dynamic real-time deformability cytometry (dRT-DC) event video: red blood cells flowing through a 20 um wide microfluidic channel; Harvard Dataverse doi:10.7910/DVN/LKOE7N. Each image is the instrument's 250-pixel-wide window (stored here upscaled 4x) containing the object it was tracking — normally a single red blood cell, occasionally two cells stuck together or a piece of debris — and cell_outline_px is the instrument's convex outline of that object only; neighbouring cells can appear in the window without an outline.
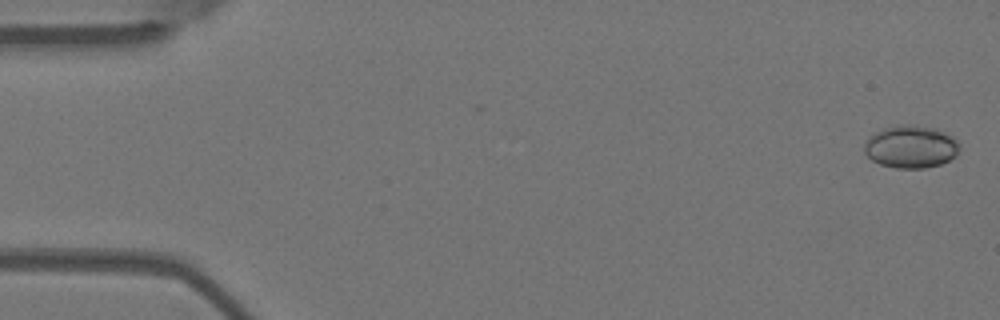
{"species": "Egyptian fruit bat (a non-hibernating species)", "species_latin": "Rousettus aegyptiacus", "temperature_condition": "warm", "stored_images_in_passage": 5, "camera_frame_rate_fps": 3000, "um_per_image_px": 0.085, "animal": {"sex": "female"}, "frame": {"image": 1, "passage_image": 1, "time_ms": 0.0, "image_size_px": [1000, 320], "cell_outline_px": [[960, 148], [956, 156], [940, 164], [924, 168], [896, 168], [880, 164], [872, 160], [864, 152], [864, 144], [868, 136], [872, 132], [896, 124], [904, 124], [936, 128], [952, 136], [960, 144]], "centroid_in_image_um": [77.4, 12.46], "position_along_channel_um": 7.6, "area_um2": 23.87}}
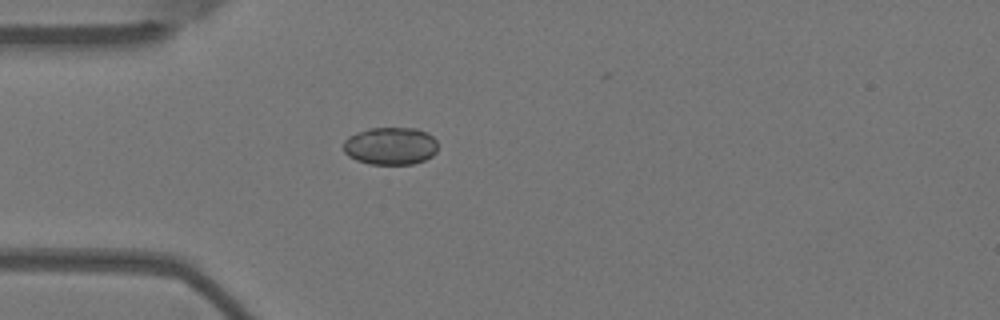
{"frame": {"image": 2, "passage_image": 5, "time_ms": 1.333, "image_size_px": [1000, 320], "cell_outline_px": [[436, 152], [432, 156], [424, 160], [412, 164], [368, 164], [356, 160], [348, 156], [344, 152], [344, 140], [348, 136], [356, 132], [368, 128], [416, 128], [428, 132], [436, 140]], "centroid_in_image_um": [33.17, 12.4], "position_along_channel_um": 51.8, "area_um2": 20.87}}